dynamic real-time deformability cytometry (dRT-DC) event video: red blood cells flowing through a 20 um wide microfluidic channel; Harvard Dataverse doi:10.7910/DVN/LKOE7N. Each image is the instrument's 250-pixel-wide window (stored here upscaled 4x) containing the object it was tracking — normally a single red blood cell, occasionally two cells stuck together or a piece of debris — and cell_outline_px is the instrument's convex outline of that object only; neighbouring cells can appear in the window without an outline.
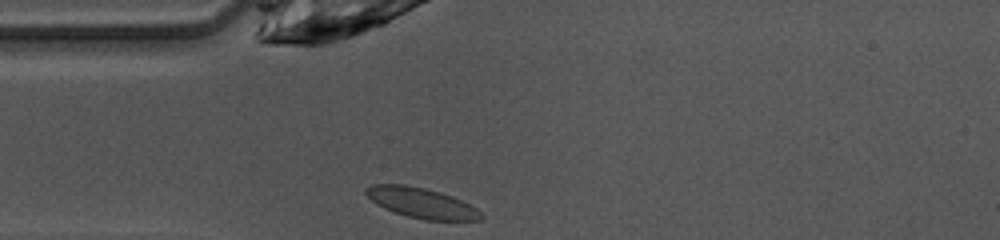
{"species": "common noctule bat (a hibernating species)", "species_latin": "Nyctalus noctula", "temperature_condition": "warm", "stored_images_in_passage": 28, "camera_frame_rate_fps": 3000, "um_per_image_px": 0.085, "animal": {"sex": "female", "body_mass_g": 10.0, "forearm_length_mm": 53.1}, "frame": {"image": 1, "passage_image": 1, "time_ms": 0.0, "image_size_px": [1000, 240], "cell_outline_px": [[484, 216], [480, 220], [424, 220], [408, 216], [384, 208], [376, 204], [364, 192], [364, 188], [372, 184], [404, 184], [424, 188], [440, 192], [452, 196], [476, 208]], "centroid_in_image_um": [35.8, 17.24], "position_along_channel_um": 49.2, "area_um2": 20.11}}
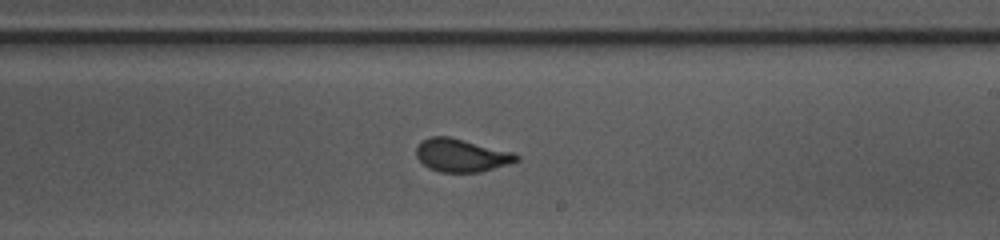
{"frame": {"image": 2, "passage_image": 16, "time_ms": 5.0, "image_size_px": [1000, 240], "cell_outline_px": [[520, 160], [508, 164], [480, 172], [440, 172], [428, 168], [416, 156], [416, 148], [420, 140], [432, 136], [448, 136], [516, 152], [520, 156]], "centroid_in_image_um": [39.24, 13.19], "position_along_channel_um": 249.8, "area_um2": 19.48}}
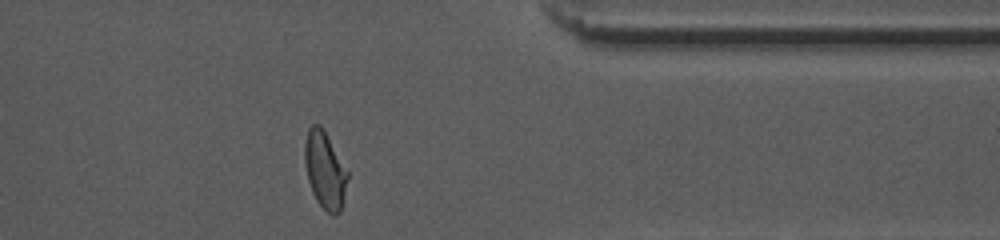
{"frame": {"image": 3, "passage_image": 27, "time_ms": 8.667, "image_size_px": [1000, 240], "cell_outline_px": [[348, 176], [344, 200], [340, 212], [336, 216], [332, 216], [316, 200], [312, 192], [308, 180], [304, 160], [304, 144], [308, 128], [312, 124], [320, 124], [324, 128], [348, 172]], "centroid_in_image_um": [27.61, 14.45], "position_along_channel_um": 383.8, "area_um2": 19.42}}